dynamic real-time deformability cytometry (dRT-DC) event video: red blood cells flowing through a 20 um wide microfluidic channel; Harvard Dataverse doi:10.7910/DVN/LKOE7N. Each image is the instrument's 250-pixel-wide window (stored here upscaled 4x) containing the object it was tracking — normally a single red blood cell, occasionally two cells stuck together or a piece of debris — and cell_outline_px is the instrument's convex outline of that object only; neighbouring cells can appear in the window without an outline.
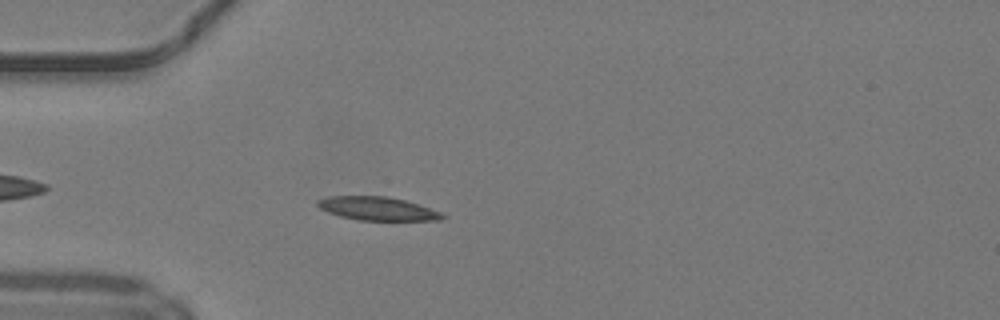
{"species": "common noctule bat (a hibernating species)", "species_latin": "Nyctalus noctula", "temperature_condition": "warm", "stored_images_in_passage": 40, "camera_frame_rate_fps": 3000, "um_per_image_px": 0.085, "animal": {"sex": "male", "body_mass_g": 19.2, "forearm_length_mm": 51.8}, "frame": {"image": 1, "passage_image": 5, "time_ms": 1.333, "image_size_px": [1000, 320], "cell_outline_px": [[448, 216], [440, 220], [360, 220], [340, 216], [328, 212], [320, 208], [316, 204], [316, 200], [328, 196], [388, 196], [404, 200], [440, 212]], "centroid_in_image_um": [32.05, 17.73], "position_along_channel_um": 52.9, "area_um2": 16.94}}
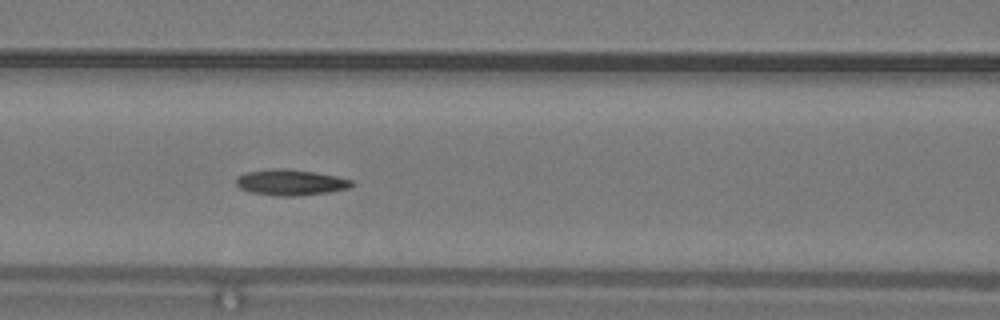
{"frame": {"image": 2, "passage_image": 12, "time_ms": 3.667, "image_size_px": [1000, 320], "cell_outline_px": [[356, 184], [348, 188], [328, 192], [296, 196], [284, 196], [252, 192], [240, 188], [236, 184], [236, 176], [244, 172], [272, 168], [284, 168], [312, 172], [336, 176], [352, 180]], "centroid_in_image_um": [24.68, 15.49], "position_along_channel_um": 141.9, "area_um2": 17.34}}
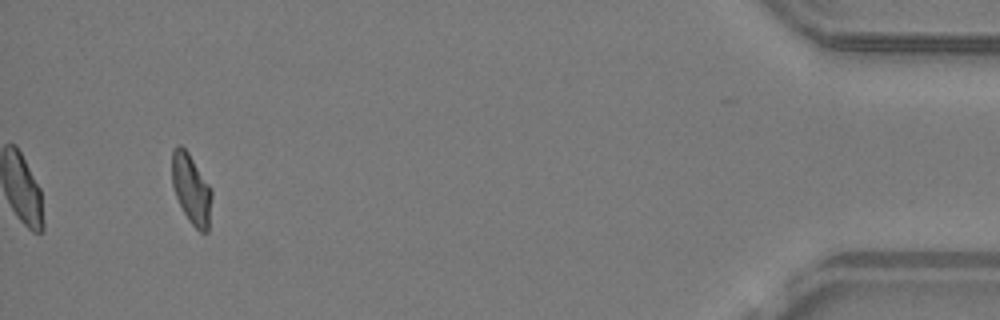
{"frame": {"image": 3, "passage_image": 37, "time_ms": 12.0, "image_size_px": [1000, 320], "cell_outline_px": [[212, 196], [208, 232], [200, 232], [188, 220], [176, 196], [172, 184], [172, 148], [176, 144], [180, 144], [188, 152], [212, 188]], "centroid_in_image_um": [16.26, 16.05], "position_along_channel_um": 418.9, "area_um2": 16.3}, "authors_computed_cell_mechanics": {"area_um2": 16.5597, "velocity_mm_per_s": 4.2263, "shape_relaxation_time_tau1_ms": null, "shape_relaxation_time_tau2_ms": 4.0128, "deformation_change_tau1": null, "deformation_change_tau2": 0.0923}}